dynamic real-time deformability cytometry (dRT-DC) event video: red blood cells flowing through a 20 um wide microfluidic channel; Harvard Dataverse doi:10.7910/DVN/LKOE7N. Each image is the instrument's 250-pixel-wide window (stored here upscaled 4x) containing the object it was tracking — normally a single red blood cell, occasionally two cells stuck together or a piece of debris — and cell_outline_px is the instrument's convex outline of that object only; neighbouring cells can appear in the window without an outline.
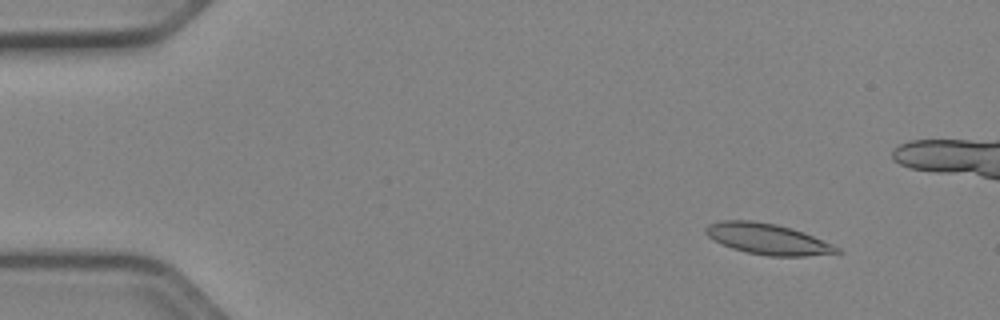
{"species": "Egyptian fruit bat (a non-hibernating species)", "species_latin": "Rousettus aegyptiacus", "temperature_condition": "cold", "stored_images_in_passage": 53, "camera_frame_rate_fps": 3000, "um_per_image_px": 0.085, "animal": {"sex": "female"}, "frame": {"image": 1, "passage_image": 6, "time_ms": 1.667, "image_size_px": [1000, 320], "cell_outline_px": [[844, 252], [804, 256], [768, 256], [748, 252], [732, 248], [708, 236], [704, 232], [704, 228], [708, 224], [720, 220], [752, 220], [776, 224], [792, 228], [804, 232], [832, 244], [840, 248]], "centroid_in_image_um": [65.26, 20.3], "position_along_channel_um": 19.7, "area_um2": 23.52}}
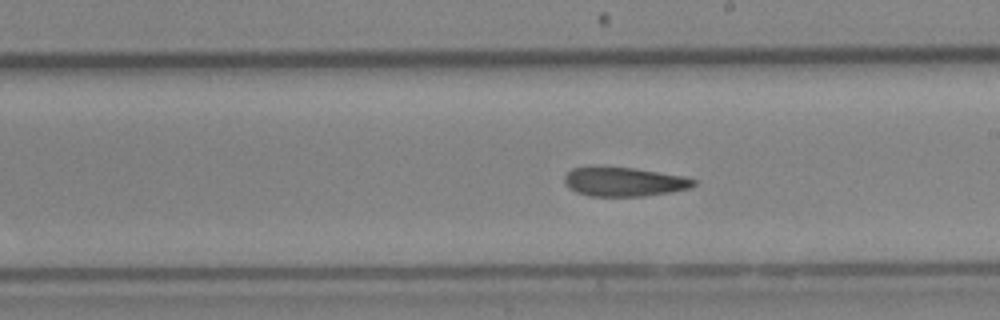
{"frame": {"image": 2, "passage_image": 30, "time_ms": 9.667, "image_size_px": [1000, 320], "cell_outline_px": [[696, 184], [688, 188], [672, 192], [644, 196], [588, 196], [576, 192], [568, 188], [564, 184], [564, 176], [572, 168], [636, 168], [684, 176], [696, 180]], "centroid_in_image_um": [53.05, 15.47], "position_along_channel_um": 235.9, "area_um2": 21.73}}
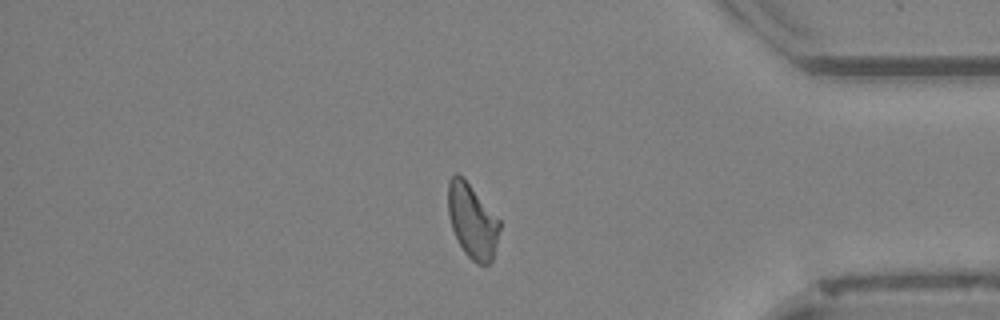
{"frame": {"image": 3, "passage_image": 44, "time_ms": 14.333, "image_size_px": [1000, 320], "cell_outline_px": [[500, 228], [492, 260], [488, 264], [476, 264], [464, 252], [452, 228], [448, 212], [448, 180], [456, 172], [460, 172], [464, 176], [500, 220]], "centroid_in_image_um": [40.14, 18.73], "position_along_channel_um": 395.1, "area_um2": 22.43}, "authors_computed_cell_mechanics": {"area_um2": 23.0044, "velocity_mm_per_s": 3.9417, "shape_relaxation_time_tau1_ms": null, "shape_relaxation_time_tau2_ms": 7.3183, "deformation_change_tau1": null, "deformation_change_tau2": 0.1498}}